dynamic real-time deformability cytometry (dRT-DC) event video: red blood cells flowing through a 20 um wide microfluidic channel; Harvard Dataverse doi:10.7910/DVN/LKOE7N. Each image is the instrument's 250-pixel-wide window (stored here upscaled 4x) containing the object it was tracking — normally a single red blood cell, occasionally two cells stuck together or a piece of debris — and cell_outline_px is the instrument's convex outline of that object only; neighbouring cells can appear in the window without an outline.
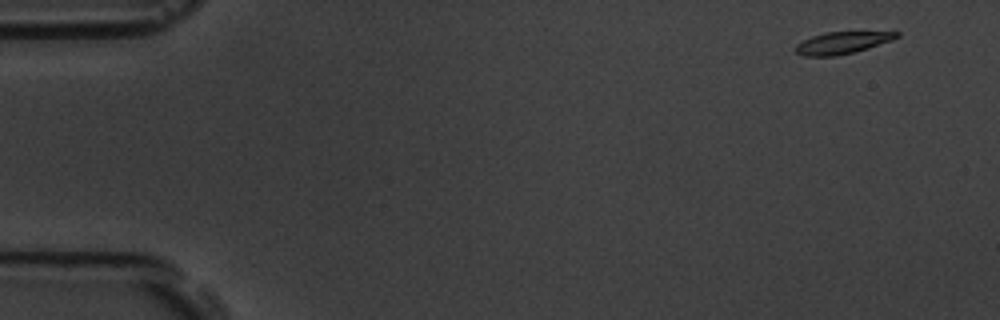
{"species": "common noctule bat (a hibernating species)", "species_latin": "Nyctalus noctula", "temperature_condition": "room temperature", "stored_images_in_passage": 4, "camera_frame_rate_fps": 3000, "um_per_image_px": 0.085, "animal": {"sex": "male", "body_mass_g": 19.5, "forearm_length_mm": 54.6}, "frame": {"image": 1, "passage_image": 1, "time_ms": 0.0, "image_size_px": [1000, 320], "cell_outline_px": [[900, 36], [892, 40], [868, 48], [836, 56], [804, 56], [796, 52], [796, 44], [812, 36], [824, 32], [900, 32]], "centroid_in_image_um": [71.58, 3.63], "position_along_channel_um": 13.4, "area_um2": 12.77}}
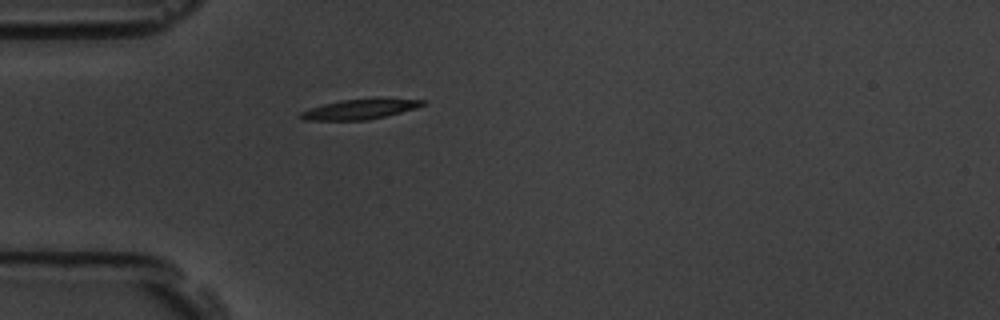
{"frame": {"image": 2, "passage_image": 4, "time_ms": 4.333, "image_size_px": [1000, 320], "cell_outline_px": [[424, 104], [416, 108], [368, 120], [304, 120], [296, 116], [300, 112], [324, 104], [340, 100], [376, 96], [424, 100]], "centroid_in_image_um": [30.61, 9.24], "position_along_channel_um": 54.4, "area_um2": 14.68}}